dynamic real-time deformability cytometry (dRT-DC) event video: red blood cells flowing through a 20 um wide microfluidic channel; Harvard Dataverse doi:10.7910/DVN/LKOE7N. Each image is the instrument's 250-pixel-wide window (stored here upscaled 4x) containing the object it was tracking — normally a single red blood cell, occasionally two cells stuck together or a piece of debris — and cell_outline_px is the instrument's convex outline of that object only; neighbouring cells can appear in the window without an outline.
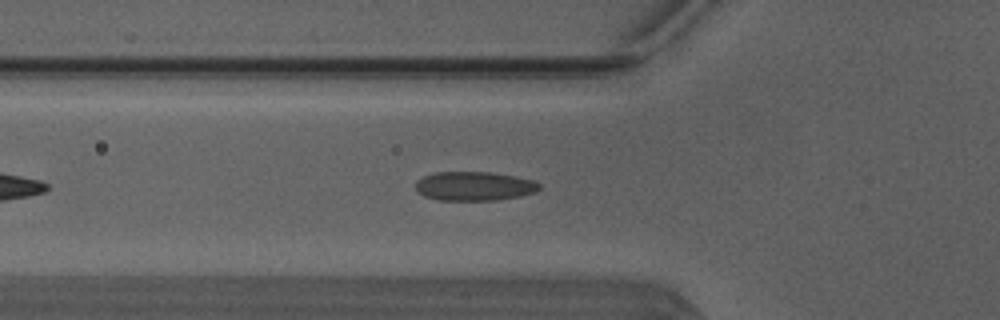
{"species": "Egyptian fruit bat (a non-hibernating species)", "species_latin": "Rousettus aegyptiacus", "temperature_condition": "warm", "stored_images_in_passage": 24, "camera_frame_rate_fps": 3000, "um_per_image_px": 0.085, "animal": {"sex": "male"}, "frame": {"image": 1, "passage_image": 8, "time_ms": 2.333, "image_size_px": [1000, 320], "cell_outline_px": [[540, 188], [536, 192], [520, 196], [496, 200], [440, 200], [424, 196], [416, 192], [416, 180], [424, 176], [436, 172], [492, 172], [516, 176], [536, 180], [540, 184]], "centroid_in_image_um": [40.33, 15.81], "position_along_channel_um": 85.5, "area_um2": 21.15}}
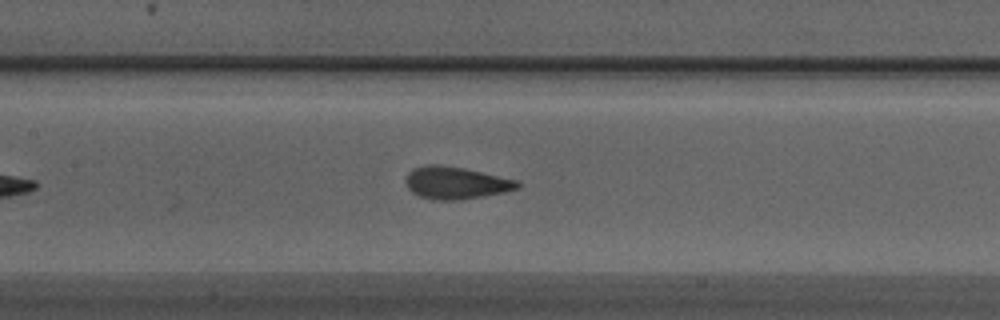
{"frame": {"image": 2, "passage_image": 14, "time_ms": 4.333, "image_size_px": [1000, 320], "cell_outline_px": [[520, 188], [504, 192], [484, 196], [460, 200], [432, 200], [420, 196], [412, 192], [408, 188], [404, 180], [408, 172], [412, 168], [428, 164], [436, 164], [464, 168], [516, 180], [520, 184]], "centroid_in_image_um": [38.7, 15.54], "position_along_channel_um": 168.7, "area_um2": 21.1}}
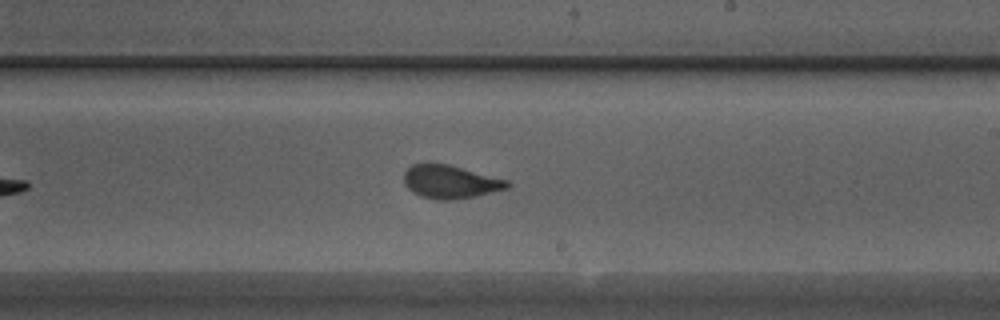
{"frame": {"image": 3, "passage_image": 20, "time_ms": 6.333, "image_size_px": [1000, 320], "cell_outline_px": [[512, 184], [508, 188], [476, 196], [452, 200], [436, 200], [420, 196], [412, 192], [404, 184], [404, 172], [412, 164], [428, 160], [448, 164], [508, 180]], "centroid_in_image_um": [38.23, 15.43], "position_along_channel_um": 250.8, "area_um2": 20.52}}